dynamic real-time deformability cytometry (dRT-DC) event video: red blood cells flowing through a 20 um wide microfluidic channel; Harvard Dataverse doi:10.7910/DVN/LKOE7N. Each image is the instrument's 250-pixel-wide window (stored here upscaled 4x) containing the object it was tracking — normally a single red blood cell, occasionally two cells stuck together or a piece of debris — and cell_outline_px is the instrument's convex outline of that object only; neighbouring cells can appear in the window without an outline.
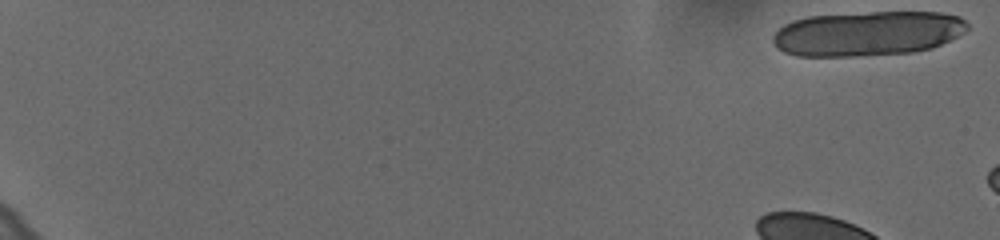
{"species": "human", "species_latin": "Homo sapiens", "temperature_condition": "cold", "stored_images_in_passage": 9, "camera_frame_rate_fps": 3000, "um_per_image_px": 0.085, "donor": {"sex": "female"}, "frame": {"image": 1, "passage_image": 1, "time_ms": 0.0, "image_size_px": [1000, 240], "cell_outline_px": [[968, 28], [964, 32], [932, 48], [912, 52], [856, 56], [796, 56], [784, 52], [776, 48], [772, 40], [772, 36], [784, 24], [792, 20], [808, 16], [872, 12], [940, 12], [960, 16], [968, 24]], "centroid_in_image_um": [73.71, 2.84], "position_along_channel_um": 11.3, "area_um2": 50.81}}